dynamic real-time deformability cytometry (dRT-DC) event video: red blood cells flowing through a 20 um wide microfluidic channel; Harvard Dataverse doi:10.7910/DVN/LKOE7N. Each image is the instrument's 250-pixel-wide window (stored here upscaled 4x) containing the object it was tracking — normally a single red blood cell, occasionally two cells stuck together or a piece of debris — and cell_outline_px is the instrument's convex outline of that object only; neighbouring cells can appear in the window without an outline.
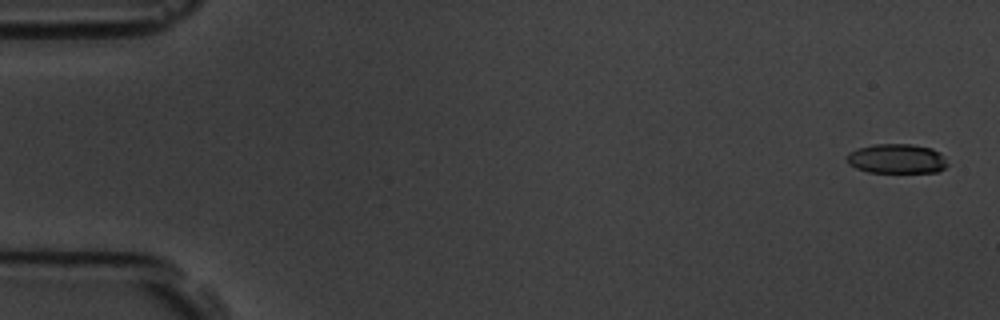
{"species": "common noctule bat (a hibernating species)", "species_latin": "Nyctalus noctula", "temperature_condition": "room temperature", "stored_images_in_passage": 5, "camera_frame_rate_fps": 3000, "um_per_image_px": 0.085, "animal": {"sex": "male", "body_mass_g": 19.5, "forearm_length_mm": 54.6}, "frame": {"image": 1, "passage_image": 1, "time_ms": 0.0, "image_size_px": [1000, 320], "cell_outline_px": [[948, 164], [944, 168], [936, 172], [868, 172], [856, 168], [848, 164], [848, 152], [856, 148], [872, 144], [912, 144], [932, 148], [940, 152], [944, 156]], "centroid_in_image_um": [76.22, 13.48], "position_along_channel_um": 8.8, "area_um2": 17.46}}
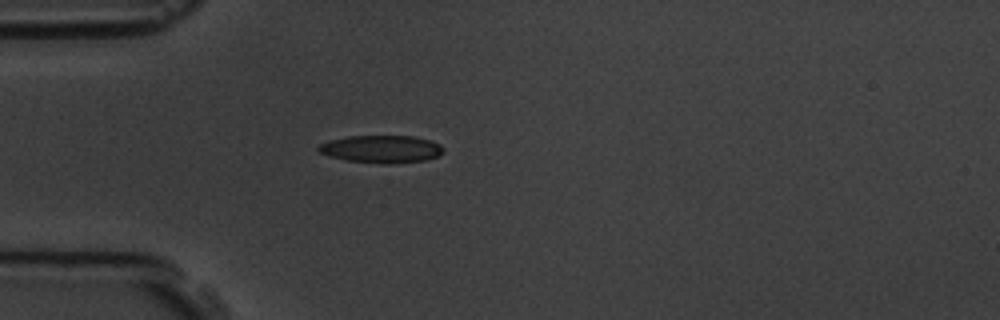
{"frame": {"image": 2, "passage_image": 5, "time_ms": 4.667, "image_size_px": [1000, 320], "cell_outline_px": [[444, 152], [436, 156], [424, 160], [392, 164], [384, 164], [344, 160], [328, 156], [320, 152], [316, 148], [320, 144], [328, 140], [348, 136], [412, 136], [432, 140], [440, 144], [444, 148]], "centroid_in_image_um": [32.41, 12.67], "position_along_channel_um": 52.6, "area_um2": 20.23}}